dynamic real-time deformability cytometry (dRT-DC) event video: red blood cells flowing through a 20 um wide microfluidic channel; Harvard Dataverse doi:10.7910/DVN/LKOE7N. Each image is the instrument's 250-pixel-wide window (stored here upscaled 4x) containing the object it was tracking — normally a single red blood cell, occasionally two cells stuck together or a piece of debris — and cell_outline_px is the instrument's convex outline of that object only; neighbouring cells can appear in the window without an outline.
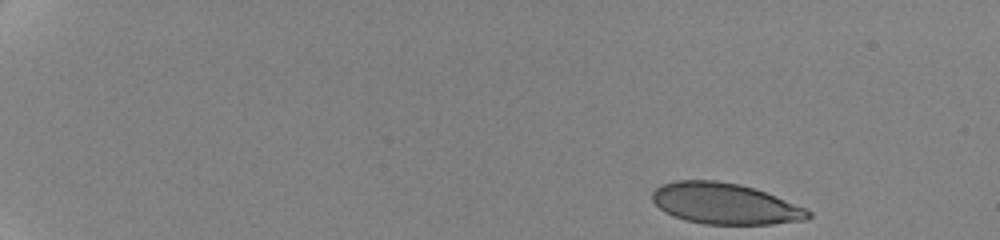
{"species": "human", "species_latin": "Homo sapiens", "temperature_condition": "cold", "stored_images_in_passage": 26, "camera_frame_rate_fps": 3000, "um_per_image_px": 0.085, "donor": {"sex": "female"}, "frame": {"image": 1, "passage_image": 1, "time_ms": 0.0, "image_size_px": [1000, 240], "cell_outline_px": [[812, 216], [804, 220], [772, 224], [704, 224], [684, 220], [672, 216], [664, 212], [652, 200], [652, 192], [660, 184], [676, 180], [716, 180], [740, 184], [764, 192], [804, 208], [812, 212]], "centroid_in_image_um": [61.56, 17.31], "position_along_channel_um": 23.4, "area_um2": 37.17}}
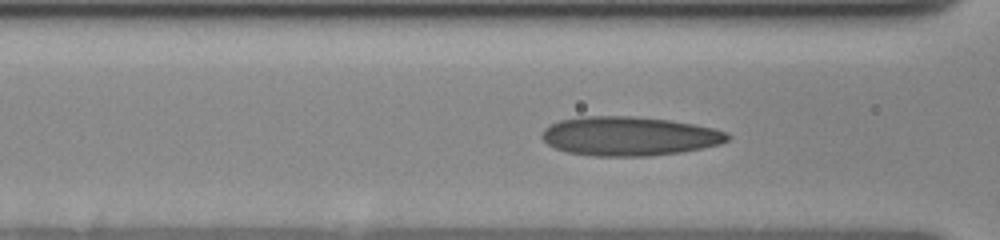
{"frame": {"image": 2, "passage_image": 19, "time_ms": 6.667, "image_size_px": [1000, 240], "cell_outline_px": [[732, 136], [728, 140], [720, 144], [680, 152], [648, 156], [592, 156], [568, 152], [556, 148], [548, 144], [540, 136], [544, 128], [548, 124], [560, 120], [580, 116], [632, 116], [672, 120], [712, 128], [728, 132]], "centroid_in_image_um": [53.46, 11.56], "position_along_channel_um": 113.1, "area_um2": 42.43}}
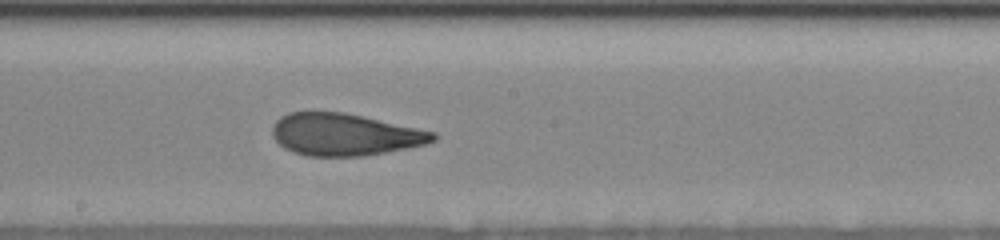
{"frame": {"image": 3, "passage_image": 26, "time_ms": 9.667, "image_size_px": [1000, 240], "cell_outline_px": [[436, 140], [424, 144], [364, 156], [304, 156], [292, 152], [284, 148], [272, 136], [272, 128], [276, 120], [280, 116], [288, 112], [344, 112], [364, 116], [436, 132]], "centroid_in_image_um": [29.26, 11.43], "position_along_channel_um": 218.9, "area_um2": 39.42}}